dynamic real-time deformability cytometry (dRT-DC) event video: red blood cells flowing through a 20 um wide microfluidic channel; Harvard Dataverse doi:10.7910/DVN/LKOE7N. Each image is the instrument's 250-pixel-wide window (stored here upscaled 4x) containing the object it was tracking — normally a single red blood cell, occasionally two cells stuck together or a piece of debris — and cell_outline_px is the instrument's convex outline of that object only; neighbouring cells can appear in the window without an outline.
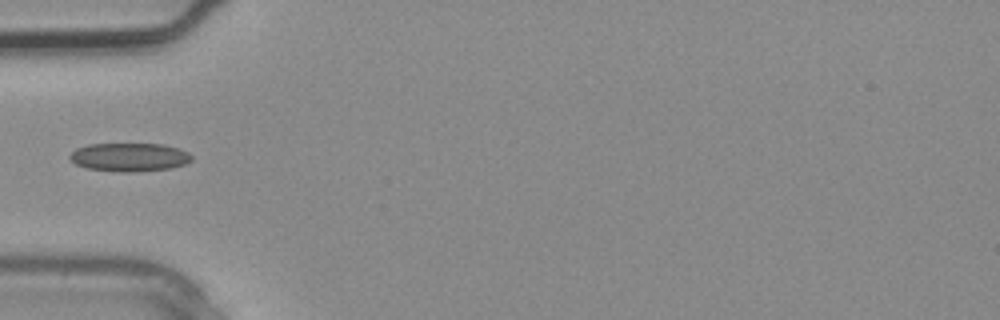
{"species": "common noctule bat (a hibernating species)", "species_latin": "Nyctalus noctula", "temperature_condition": "warm", "stored_images_in_passage": 1, "camera_frame_rate_fps": 3000, "um_per_image_px": 0.085, "animal": {"sex": "male", "body_mass_g": 20.4}, "frame": {"image": 1, "passage_image": 1, "time_ms": 0.0, "image_size_px": [1000, 320], "cell_outline_px": [[192, 160], [184, 164], [172, 168], [136, 172], [120, 172], [88, 168], [76, 164], [68, 156], [76, 148], [88, 144], [164, 144], [180, 148], [188, 152], [192, 156]], "centroid_in_image_um": [11.03, 13.35], "position_along_channel_um": 74.0, "area_um2": 20.29}}